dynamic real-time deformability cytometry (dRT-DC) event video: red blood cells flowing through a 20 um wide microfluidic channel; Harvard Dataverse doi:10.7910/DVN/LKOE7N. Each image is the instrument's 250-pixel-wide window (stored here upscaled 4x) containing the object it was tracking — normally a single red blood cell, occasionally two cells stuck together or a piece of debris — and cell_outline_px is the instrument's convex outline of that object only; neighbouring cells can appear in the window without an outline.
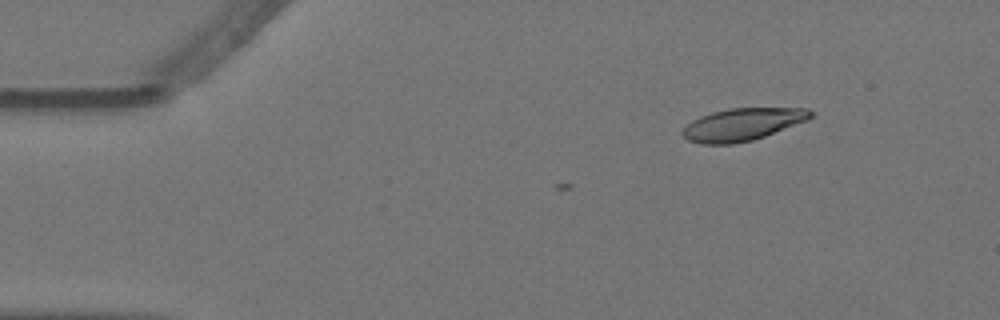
{"species": "Egyptian fruit bat (a non-hibernating species)", "species_latin": "Rousettus aegyptiacus", "temperature_condition": "warm", "stored_images_in_passage": 2, "camera_frame_rate_fps": 3000, "um_per_image_px": 0.085, "animal": {"sex": "female"}, "frame": {"image": 1, "passage_image": 2, "time_ms": 0.333, "image_size_px": [1000, 320], "cell_outline_px": [[812, 116], [808, 120], [764, 136], [752, 140], [732, 144], [700, 144], [688, 140], [680, 132], [692, 120], [700, 116], [712, 112], [728, 108], [808, 108], [812, 112]], "centroid_in_image_um": [63.09, 10.57], "position_along_channel_um": 21.9, "area_um2": 24.1}}